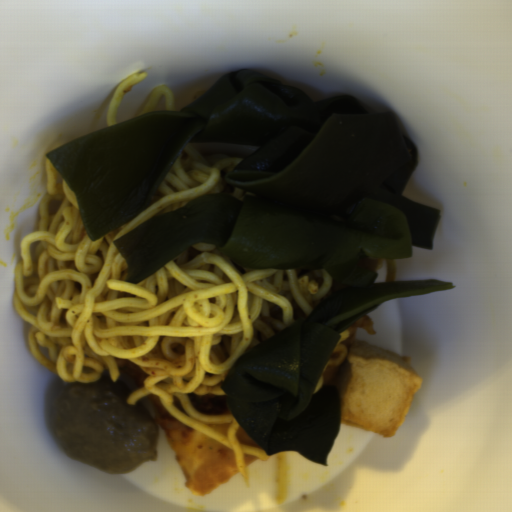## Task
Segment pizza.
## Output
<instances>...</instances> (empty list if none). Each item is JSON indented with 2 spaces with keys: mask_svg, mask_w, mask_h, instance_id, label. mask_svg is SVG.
Masks as SVG:
<instances>
[{
  "mask_svg": "<svg viewBox=\"0 0 512 512\" xmlns=\"http://www.w3.org/2000/svg\"><path fill=\"white\" fill-rule=\"evenodd\" d=\"M118 373L125 380L139 389L143 387L144 381L148 376L147 373L135 361L129 360L125 361L121 367H118Z\"/></svg>",
  "mask_w": 512,
  "mask_h": 512,
  "instance_id": "2",
  "label": "pizza"
},
{
  "mask_svg": "<svg viewBox=\"0 0 512 512\" xmlns=\"http://www.w3.org/2000/svg\"><path fill=\"white\" fill-rule=\"evenodd\" d=\"M339 366L328 367L323 375V385L321 391L326 387L336 386V379L339 373Z\"/></svg>",
  "mask_w": 512,
  "mask_h": 512,
  "instance_id": "4",
  "label": "pizza"
},
{
  "mask_svg": "<svg viewBox=\"0 0 512 512\" xmlns=\"http://www.w3.org/2000/svg\"><path fill=\"white\" fill-rule=\"evenodd\" d=\"M144 397L156 412L158 427L166 436L178 461L185 487L195 495L204 497L241 472L235 451L173 417L159 397Z\"/></svg>",
  "mask_w": 512,
  "mask_h": 512,
  "instance_id": "1",
  "label": "pizza"
},
{
  "mask_svg": "<svg viewBox=\"0 0 512 512\" xmlns=\"http://www.w3.org/2000/svg\"><path fill=\"white\" fill-rule=\"evenodd\" d=\"M242 458H243L246 468L248 466H250L251 464H253L254 462H256L257 460L261 459L260 457H257L255 455H252L250 453H245V452H244Z\"/></svg>",
  "mask_w": 512,
  "mask_h": 512,
  "instance_id": "8",
  "label": "pizza"
},
{
  "mask_svg": "<svg viewBox=\"0 0 512 512\" xmlns=\"http://www.w3.org/2000/svg\"><path fill=\"white\" fill-rule=\"evenodd\" d=\"M236 437L238 442L240 443H243L256 449H261L257 442L243 429L241 424L237 431Z\"/></svg>",
  "mask_w": 512,
  "mask_h": 512,
  "instance_id": "5",
  "label": "pizza"
},
{
  "mask_svg": "<svg viewBox=\"0 0 512 512\" xmlns=\"http://www.w3.org/2000/svg\"><path fill=\"white\" fill-rule=\"evenodd\" d=\"M345 330H349L350 335L345 340L341 341L344 349L346 352H348L349 348V341L354 340L357 331L358 330H365L367 333H369L371 336L376 334L375 328L372 322L371 316L365 315L360 318L354 319L346 328Z\"/></svg>",
  "mask_w": 512,
  "mask_h": 512,
  "instance_id": "3",
  "label": "pizza"
},
{
  "mask_svg": "<svg viewBox=\"0 0 512 512\" xmlns=\"http://www.w3.org/2000/svg\"><path fill=\"white\" fill-rule=\"evenodd\" d=\"M230 424L231 422H206L205 425L211 427L224 436H228L227 431L230 427Z\"/></svg>",
  "mask_w": 512,
  "mask_h": 512,
  "instance_id": "7",
  "label": "pizza"
},
{
  "mask_svg": "<svg viewBox=\"0 0 512 512\" xmlns=\"http://www.w3.org/2000/svg\"><path fill=\"white\" fill-rule=\"evenodd\" d=\"M363 264L365 268L377 273L382 267L383 259H374L366 255L365 258L363 259Z\"/></svg>",
  "mask_w": 512,
  "mask_h": 512,
  "instance_id": "6",
  "label": "pizza"
}]
</instances>
